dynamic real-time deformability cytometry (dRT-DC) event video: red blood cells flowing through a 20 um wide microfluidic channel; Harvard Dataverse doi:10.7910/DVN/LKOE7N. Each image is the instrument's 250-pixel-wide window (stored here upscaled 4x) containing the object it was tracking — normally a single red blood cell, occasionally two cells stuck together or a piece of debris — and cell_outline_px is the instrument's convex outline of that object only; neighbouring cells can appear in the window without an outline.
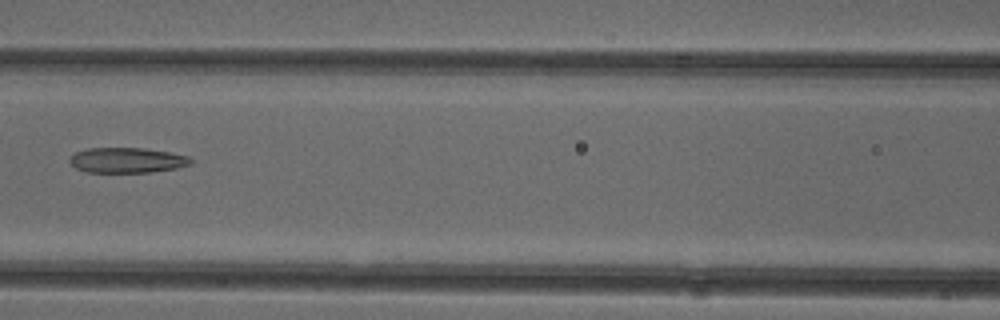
{"species": "common noctule bat (a hibernating species)", "species_latin": "Nyctalus noctula", "temperature_condition": "cold", "stored_images_in_passage": 8, "camera_frame_rate_fps": 3000, "um_per_image_px": 0.085, "animal": {"sex": "female"}, "frame": {"image": 1, "passage_image": 7, "time_ms": 2.0, "image_size_px": [1000, 320], "cell_outline_px": [[196, 160], [192, 164], [176, 168], [152, 172], [88, 172], [76, 168], [68, 160], [76, 152], [88, 148], [144, 148], [168, 152], [188, 156]], "centroid_in_image_um": [10.85, 13.62], "position_along_channel_um": 155.8, "area_um2": 17.8}}
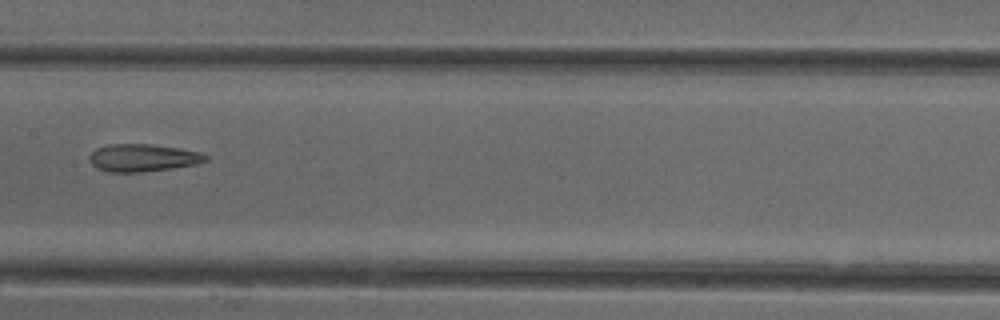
{"frame": {"image": 2, "passage_image": 8, "time_ms": 2.333, "image_size_px": [1000, 320], "cell_outline_px": [[208, 160], [196, 164], [172, 168], [140, 172], [108, 172], [96, 168], [88, 160], [88, 156], [96, 148], [108, 144], [148, 144], [180, 148], [200, 152], [208, 156]], "centroid_in_image_um": [12.11, 13.41], "position_along_channel_um": 195.3, "area_um2": 18.73}}